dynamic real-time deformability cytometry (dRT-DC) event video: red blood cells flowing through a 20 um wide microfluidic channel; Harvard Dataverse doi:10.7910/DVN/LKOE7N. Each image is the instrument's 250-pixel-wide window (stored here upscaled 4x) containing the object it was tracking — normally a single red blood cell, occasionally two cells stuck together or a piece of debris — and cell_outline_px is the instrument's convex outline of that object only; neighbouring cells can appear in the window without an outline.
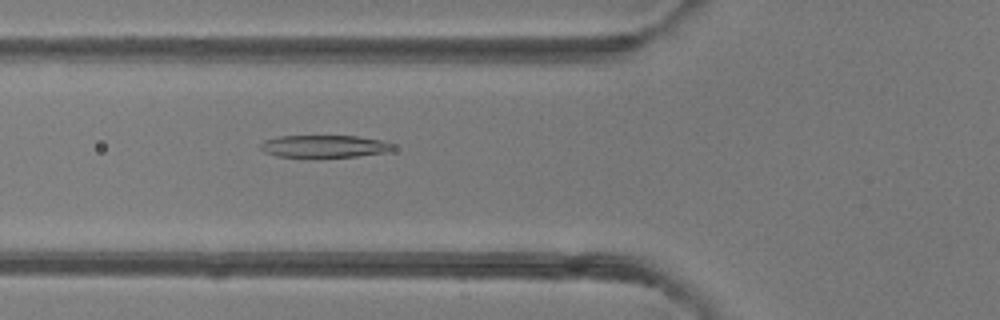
{"species": "common noctule bat (a hibernating species)", "species_latin": "Nyctalus noctula", "temperature_condition": "room temperature", "stored_images_in_passage": 5, "camera_frame_rate_fps": 3000, "um_per_image_px": 0.085, "animal": {"sex": "female"}, "frame": {"image": 1, "passage_image": 5, "time_ms": 5.667, "image_size_px": [1000, 320], "cell_outline_px": [[396, 148], [384, 152], [356, 156], [276, 156], [264, 152], [260, 148], [260, 144], [264, 140], [276, 136], [356, 136], [380, 140], [392, 144]], "centroid_in_image_um": [27.51, 12.41], "position_along_channel_um": 98.3, "area_um2": 16.88}}